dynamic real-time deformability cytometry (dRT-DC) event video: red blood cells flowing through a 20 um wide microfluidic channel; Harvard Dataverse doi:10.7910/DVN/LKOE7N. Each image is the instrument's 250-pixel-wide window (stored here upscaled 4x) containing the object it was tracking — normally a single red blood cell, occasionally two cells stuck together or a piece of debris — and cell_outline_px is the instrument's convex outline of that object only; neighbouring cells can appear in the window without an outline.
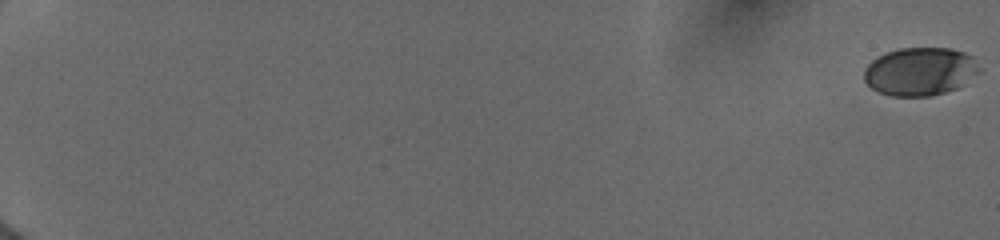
{"species": "human", "species_latin": "Homo sapiens", "temperature_condition": "cold", "stored_images_in_passage": 36, "camera_frame_rate_fps": 3000, "um_per_image_px": 0.085, "donor": {"sex": "female"}, "frame": {"image": 1, "passage_image": 1, "time_ms": 0.0, "image_size_px": [1000, 240], "cell_outline_px": [[980, 72], [956, 88], [944, 92], [928, 96], [892, 96], [880, 92], [872, 88], [864, 80], [864, 68], [876, 56], [884, 52], [900, 48], [952, 48], [964, 52], [972, 56], [980, 68]], "centroid_in_image_um": [78.18, 6.05], "position_along_channel_um": 6.8, "area_um2": 32.37}}
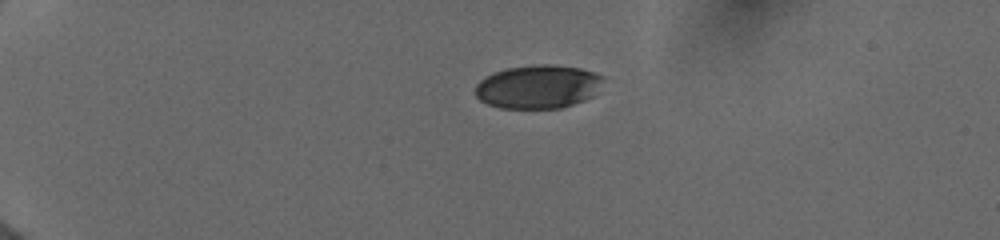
{"frame": {"image": 2, "passage_image": 25, "time_ms": 5.0, "image_size_px": [1000, 240], "cell_outline_px": [[604, 80], [592, 96], [584, 100], [560, 108], [500, 108], [488, 104], [480, 100], [476, 96], [476, 84], [484, 76], [492, 72], [508, 68], [536, 64], [552, 64], [580, 68], [604, 76]], "centroid_in_image_um": [45.71, 7.36], "position_along_channel_um": 39.3, "area_um2": 32.48}}